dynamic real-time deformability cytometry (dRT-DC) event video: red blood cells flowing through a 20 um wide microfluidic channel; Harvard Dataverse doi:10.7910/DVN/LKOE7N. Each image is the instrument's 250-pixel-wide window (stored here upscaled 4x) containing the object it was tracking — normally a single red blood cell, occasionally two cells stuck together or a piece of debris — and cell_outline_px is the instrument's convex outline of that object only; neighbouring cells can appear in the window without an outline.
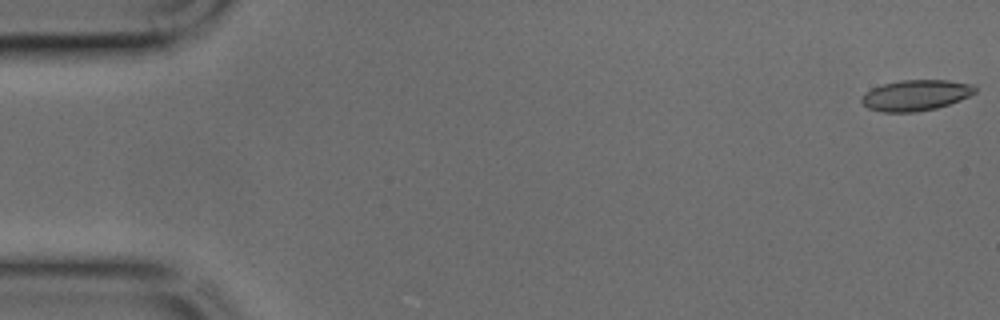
{"species": "common noctule bat (a hibernating species)", "species_latin": "Nyctalus noctula", "temperature_condition": "cold", "stored_images_in_passage": 45, "camera_frame_rate_fps": 3000, "um_per_image_px": 0.085, "animal": {"sex": "male", "body_mass_g": 17.9, "forearm_length_mm": 54.2}, "frame": {"image": 1, "passage_image": 1, "time_ms": 0.0, "image_size_px": [1000, 320], "cell_outline_px": [[976, 92], [960, 100], [936, 108], [916, 112], [880, 112], [868, 108], [860, 100], [872, 88], [884, 84], [900, 80], [948, 80], [972, 84], [976, 88]], "centroid_in_image_um": [77.85, 8.1], "position_along_channel_um": 7.1, "area_um2": 20.17}}
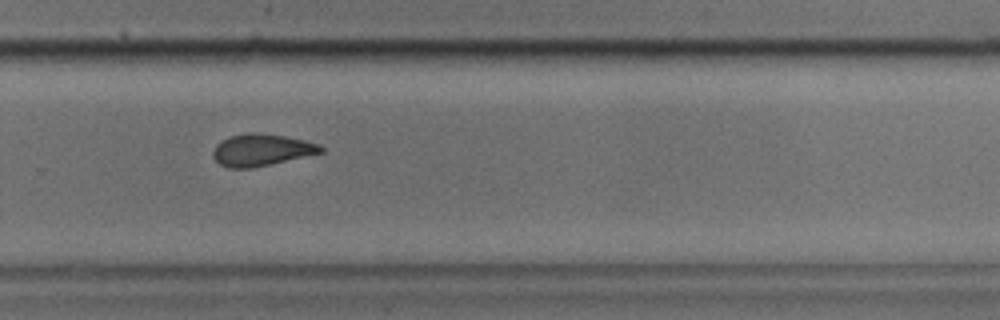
{"frame": {"image": 2, "passage_image": 30, "time_ms": 9.667, "image_size_px": [1000, 320], "cell_outline_px": [[324, 152], [252, 168], [228, 168], [220, 164], [212, 156], [212, 152], [216, 144], [220, 140], [232, 136], [248, 132], [256, 132], [284, 136], [304, 140], [320, 144], [324, 148]], "centroid_in_image_um": [22.21, 12.74], "position_along_channel_um": 307.6, "area_um2": 20.06}}
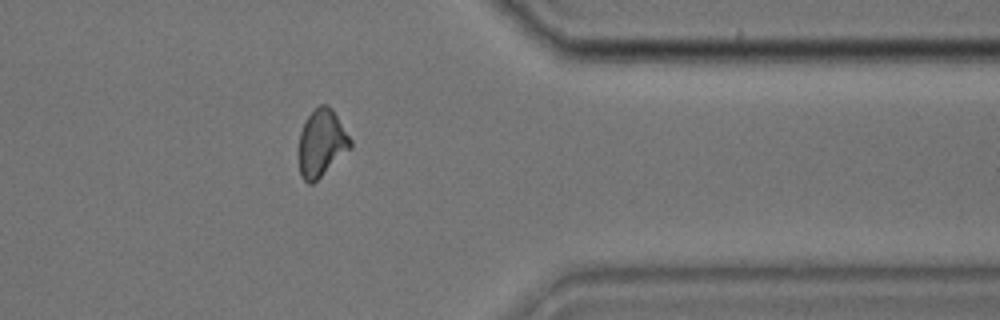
{"frame": {"image": 3, "passage_image": 36, "time_ms": 11.667, "image_size_px": [1000, 320], "cell_outline_px": [[352, 148], [312, 184], [308, 184], [300, 176], [296, 152], [300, 132], [308, 116], [320, 104], [328, 104], [332, 108], [352, 140]], "centroid_in_image_um": [27.3, 12.19], "position_along_channel_um": 384.1, "area_um2": 20.63}}